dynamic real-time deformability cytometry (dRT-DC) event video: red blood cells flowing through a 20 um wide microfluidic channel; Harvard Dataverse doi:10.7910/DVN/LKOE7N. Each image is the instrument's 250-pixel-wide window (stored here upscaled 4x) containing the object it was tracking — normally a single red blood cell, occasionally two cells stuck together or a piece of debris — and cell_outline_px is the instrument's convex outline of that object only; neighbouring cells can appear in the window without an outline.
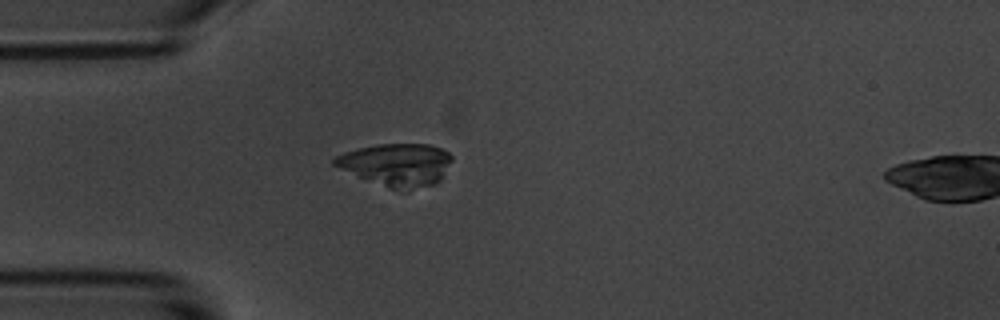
{"species": "common noctule bat (a hibernating species)", "species_latin": "Nyctalus noctula", "temperature_condition": "room temperature", "stored_images_in_passage": 3, "camera_frame_rate_fps": 3000, "um_per_image_px": 0.085, "animal": {"sex": "male", "body_mass_g": 20.1, "forearm_length_mm": 53.5}, "frame": {"image": 1, "passage_image": 3, "time_ms": 3.0, "image_size_px": [1000, 320], "cell_outline_px": [[452, 160], [440, 180], [432, 184], [408, 192], [388, 188], [340, 168], [332, 164], [332, 160], [336, 156], [344, 152], [356, 148], [376, 144], [428, 144], [440, 148], [448, 152], [452, 156]], "centroid_in_image_um": [33.72, 14.0], "position_along_channel_um": 51.3, "area_um2": 29.19}}